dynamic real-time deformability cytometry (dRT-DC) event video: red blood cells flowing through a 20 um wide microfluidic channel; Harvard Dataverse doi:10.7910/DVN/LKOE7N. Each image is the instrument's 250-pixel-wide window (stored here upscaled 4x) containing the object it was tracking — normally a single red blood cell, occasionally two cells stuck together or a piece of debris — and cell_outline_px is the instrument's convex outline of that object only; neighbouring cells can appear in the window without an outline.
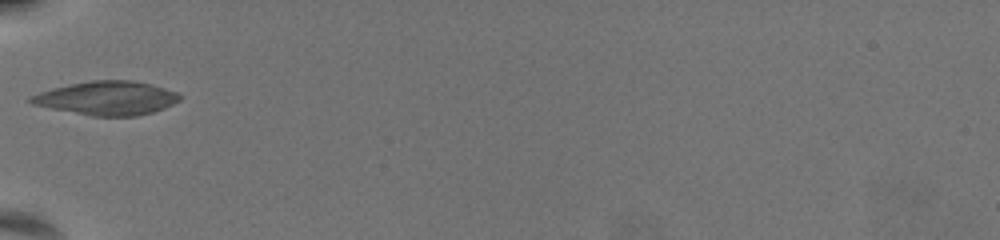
{"species": "common noctule bat (a hibernating species)", "species_latin": "Nyctalus noctula", "temperature_condition": "warm", "stored_images_in_passage": 23, "camera_frame_rate_fps": 3000, "um_per_image_px": 0.085, "animal": {"sex": "female", "body_mass_g": 19.5, "forearm_length_mm": 54.1}, "frame": {"image": 1, "passage_image": 1, "time_ms": 0.0, "image_size_px": [1000, 240], "cell_outline_px": [[180, 100], [164, 108], [152, 112], [136, 116], [92, 116], [32, 104], [28, 100], [28, 96], [52, 88], [68, 84], [92, 80], [132, 80], [152, 84], [176, 92], [180, 96]], "centroid_in_image_um": [9.07, 8.33], "position_along_channel_um": 75.9, "area_um2": 29.19}}
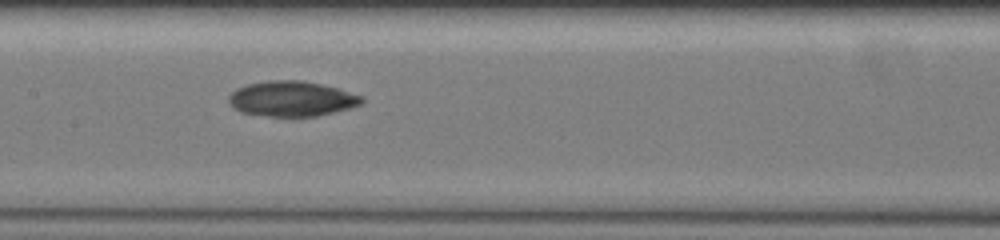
{"frame": {"image": 2, "passage_image": 10, "time_ms": 3.0, "image_size_px": [1000, 240], "cell_outline_px": [[364, 100], [360, 104], [348, 108], [316, 116], [268, 116], [244, 112], [236, 108], [228, 100], [228, 96], [236, 88], [248, 84], [268, 80], [304, 80], [336, 88], [364, 96]], "centroid_in_image_um": [24.8, 8.38], "position_along_channel_um": 182.6, "area_um2": 26.93}}
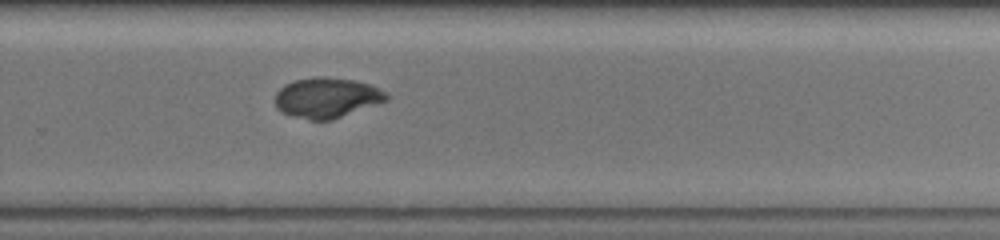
{"frame": {"image": 3, "passage_image": 20, "time_ms": 6.333, "image_size_px": [1000, 240], "cell_outline_px": [[392, 96], [388, 100], [332, 120], [312, 120], [292, 116], [280, 112], [276, 108], [276, 92], [284, 84], [296, 80], [316, 76], [324, 76], [352, 80], [368, 84], [388, 92]], "centroid_in_image_um": [27.79, 8.31], "position_along_channel_um": 302.0, "area_um2": 26.24}}